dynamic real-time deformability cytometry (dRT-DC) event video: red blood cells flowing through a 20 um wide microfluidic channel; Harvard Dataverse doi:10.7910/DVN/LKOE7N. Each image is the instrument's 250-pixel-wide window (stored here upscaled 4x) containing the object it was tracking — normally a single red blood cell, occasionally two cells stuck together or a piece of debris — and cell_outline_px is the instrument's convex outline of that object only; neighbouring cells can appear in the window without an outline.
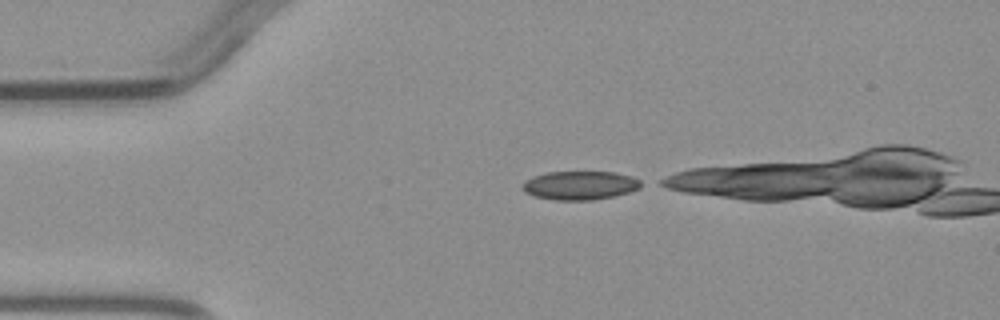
{"species": "common noctule bat (a hibernating species)", "species_latin": "Nyctalus noctula", "temperature_condition": "warm", "stored_images_in_passage": 3, "camera_frame_rate_fps": 3000, "um_per_image_px": 0.085, "animal": {"sex": "male", "body_mass_g": 23.1, "forearm_length_mm": 52.7}, "frame": {"image": 1, "passage_image": 1, "time_ms": 0.0, "image_size_px": [1000, 320], "cell_outline_px": [[648, 184], [640, 188], [628, 192], [612, 196], [592, 200], [556, 200], [536, 196], [524, 192], [520, 188], [524, 180], [532, 176], [548, 172], [616, 172], [632, 176]], "centroid_in_image_um": [49.31, 15.75], "position_along_channel_um": 35.7, "area_um2": 20.06}}